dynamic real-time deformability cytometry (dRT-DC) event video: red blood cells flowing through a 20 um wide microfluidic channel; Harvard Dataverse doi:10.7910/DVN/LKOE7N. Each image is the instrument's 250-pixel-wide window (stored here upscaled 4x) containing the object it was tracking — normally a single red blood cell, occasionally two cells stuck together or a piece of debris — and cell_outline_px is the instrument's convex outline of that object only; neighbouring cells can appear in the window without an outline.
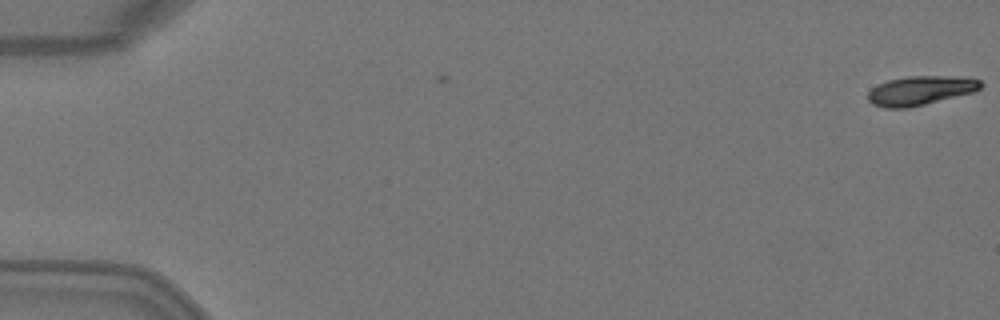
{"species": "Egyptian fruit bat (a non-hibernating species)", "species_latin": "Rousettus aegyptiacus", "temperature_condition": "warm", "stored_images_in_passage": 2, "camera_frame_rate_fps": 3000, "um_per_image_px": 0.085, "animal": {"sex": "female"}, "frame": {"image": 1, "passage_image": 2, "time_ms": 0.333, "image_size_px": [1000, 320], "cell_outline_px": [[984, 84], [976, 92], [908, 108], [884, 108], [872, 104], [868, 100], [868, 92], [872, 88], [888, 80], [908, 76], [960, 76], [980, 80]], "centroid_in_image_um": [78.27, 7.7], "position_along_channel_um": 6.7, "area_um2": 19.31}}